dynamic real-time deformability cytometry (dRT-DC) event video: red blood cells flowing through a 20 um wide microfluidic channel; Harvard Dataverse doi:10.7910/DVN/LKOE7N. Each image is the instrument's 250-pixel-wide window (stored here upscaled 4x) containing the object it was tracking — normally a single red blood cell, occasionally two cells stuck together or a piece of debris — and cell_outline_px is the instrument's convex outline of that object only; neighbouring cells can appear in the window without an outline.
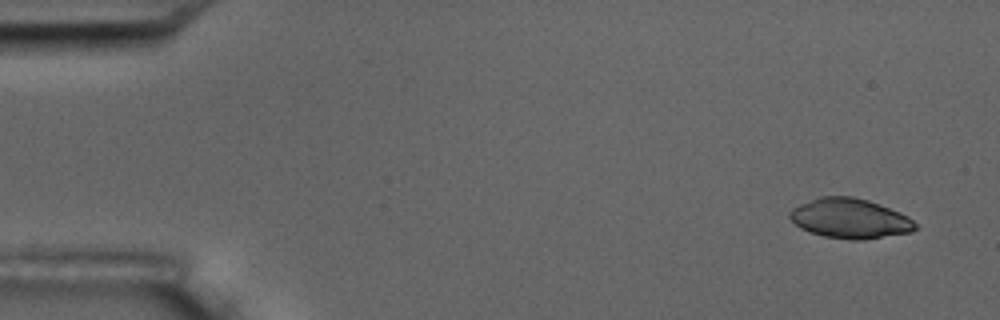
{"species": "common noctule bat (a hibernating species)", "species_latin": "Nyctalus noctula", "temperature_condition": "room temperature", "stored_images_in_passage": 5, "camera_frame_rate_fps": 3000, "um_per_image_px": 0.085, "animal": {"sex": "male", "body_mass_g": 17.5, "forearm_length_mm": 52.3}, "frame": {"image": 1, "passage_image": 1, "time_ms": 0.0, "image_size_px": [1000, 320], "cell_outline_px": [[920, 228], [912, 232], [864, 240], [848, 240], [824, 236], [800, 228], [788, 216], [788, 212], [792, 208], [800, 204], [820, 196], [852, 196], [868, 200], [880, 204], [900, 212], [908, 216]], "centroid_in_image_um": [72.27, 18.57], "position_along_channel_um": 12.7, "area_um2": 29.36}}